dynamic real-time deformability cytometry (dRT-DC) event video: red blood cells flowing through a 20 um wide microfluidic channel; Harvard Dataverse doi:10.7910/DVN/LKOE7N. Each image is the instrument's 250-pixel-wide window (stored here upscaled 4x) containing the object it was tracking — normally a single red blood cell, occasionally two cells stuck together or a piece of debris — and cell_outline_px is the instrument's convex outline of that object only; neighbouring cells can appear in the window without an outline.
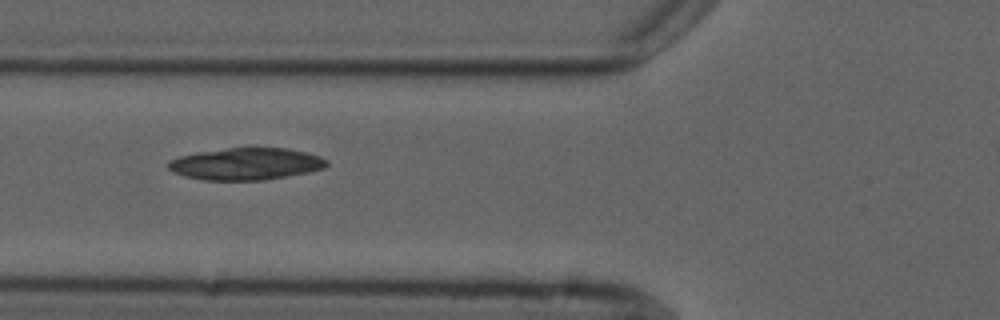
{"species": "common noctule bat (a hibernating species)", "species_latin": "Nyctalus noctula", "temperature_condition": "cold", "stored_images_in_passage": 8, "camera_frame_rate_fps": 3000, "um_per_image_px": 0.085, "animal": {"sex": "male", "forearm_length_mm": 52.5}, "frame": {"image": 1, "passage_image": 6, "time_ms": 6.667, "image_size_px": [1000, 320], "cell_outline_px": [[328, 164], [324, 168], [308, 172], [264, 180], [204, 180], [184, 176], [172, 172], [168, 168], [168, 160], [180, 156], [200, 152], [256, 144], [288, 148], [320, 156], [328, 160]], "centroid_in_image_um": [20.93, 13.89], "position_along_channel_um": 104.9, "area_um2": 30.29}}
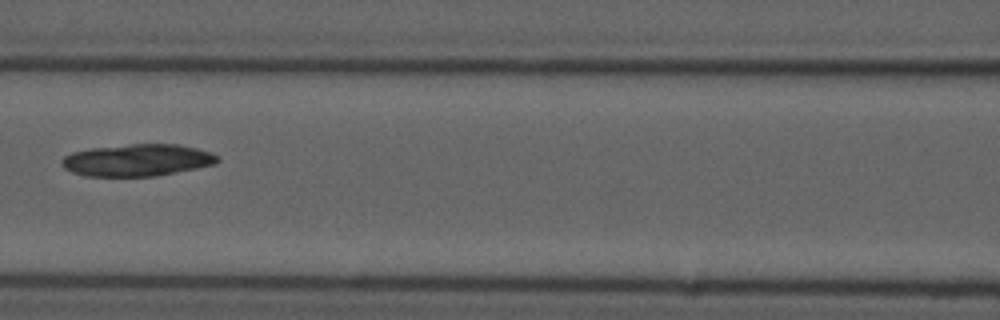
{"frame": {"image": 2, "passage_image": 7, "time_ms": 8.0, "image_size_px": [1000, 320], "cell_outline_px": [[220, 160], [216, 164], [156, 176], [84, 176], [72, 172], [64, 168], [60, 164], [60, 160], [64, 156], [72, 152], [92, 148], [128, 144], [180, 144], [212, 152], [220, 156]], "centroid_in_image_um": [11.68, 13.61], "position_along_channel_um": 154.9, "area_um2": 29.3}}
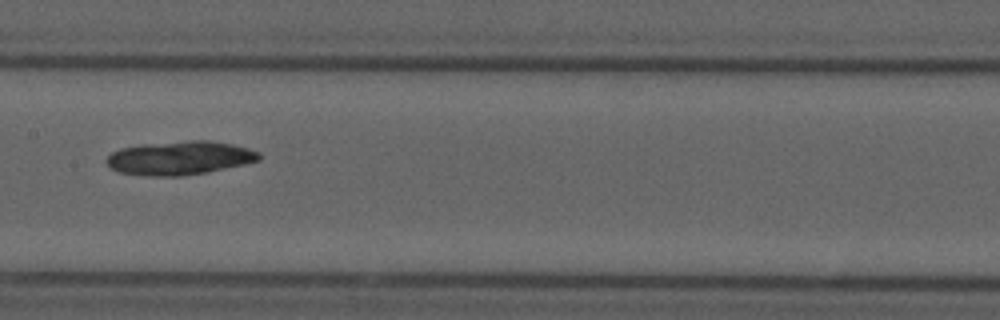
{"frame": {"image": 3, "passage_image": 8, "time_ms": 9.0, "image_size_px": [1000, 320], "cell_outline_px": [[260, 160], [244, 164], [208, 172], [180, 176], [148, 176], [116, 172], [108, 168], [104, 160], [112, 152], [120, 148], [144, 144], [192, 140], [212, 140], [232, 144], [248, 148], [260, 152]], "centroid_in_image_um": [15.24, 13.43], "position_along_channel_um": 192.2, "area_um2": 30.23}}